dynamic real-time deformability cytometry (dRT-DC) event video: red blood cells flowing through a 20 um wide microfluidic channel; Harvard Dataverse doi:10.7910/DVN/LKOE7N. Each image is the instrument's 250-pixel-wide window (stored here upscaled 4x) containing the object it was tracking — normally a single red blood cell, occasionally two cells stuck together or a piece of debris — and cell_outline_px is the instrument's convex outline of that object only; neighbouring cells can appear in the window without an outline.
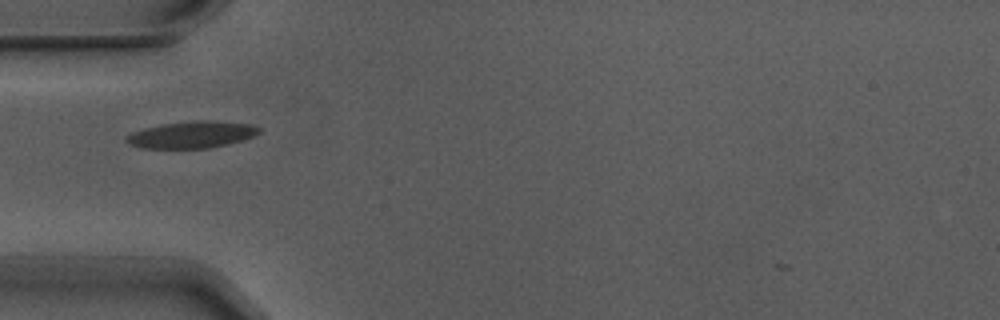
{"species": "Egyptian fruit bat (a non-hibernating species)", "species_latin": "Rousettus aegyptiacus", "temperature_condition": "warm", "stored_images_in_passage": 6, "camera_frame_rate_fps": 3000, "um_per_image_px": 0.085, "animal": {"sex": "male"}, "frame": {"image": 1, "passage_image": 4, "time_ms": 1.0, "image_size_px": [1000, 320], "cell_outline_px": [[260, 132], [244, 140], [228, 144], [208, 148], [144, 148], [128, 144], [124, 140], [124, 136], [132, 132], [164, 124], [196, 120], [212, 120], [252, 124], [260, 128]], "centroid_in_image_um": [16.31, 11.45], "position_along_channel_um": 68.7, "area_um2": 20.69}}
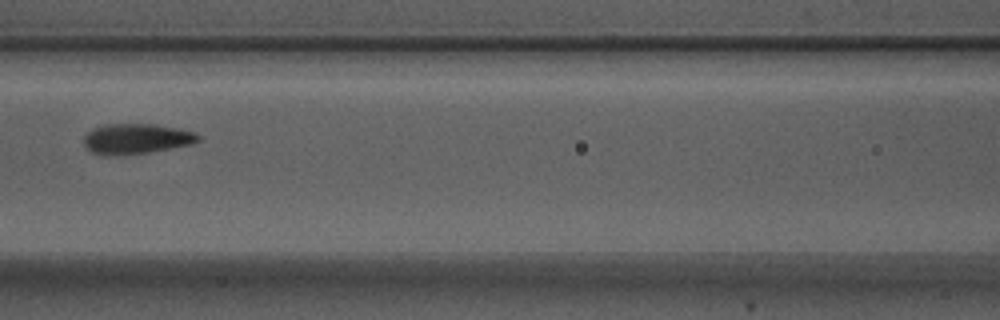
{"frame": {"image": 2, "passage_image": 6, "time_ms": 1.667, "image_size_px": [1000, 320], "cell_outline_px": [[200, 140], [192, 144], [148, 152], [92, 152], [84, 144], [84, 136], [92, 128], [108, 124], [156, 124], [180, 128], [196, 132], [200, 136]], "centroid_in_image_um": [11.69, 11.73], "position_along_channel_um": 154.9, "area_um2": 19.36}}